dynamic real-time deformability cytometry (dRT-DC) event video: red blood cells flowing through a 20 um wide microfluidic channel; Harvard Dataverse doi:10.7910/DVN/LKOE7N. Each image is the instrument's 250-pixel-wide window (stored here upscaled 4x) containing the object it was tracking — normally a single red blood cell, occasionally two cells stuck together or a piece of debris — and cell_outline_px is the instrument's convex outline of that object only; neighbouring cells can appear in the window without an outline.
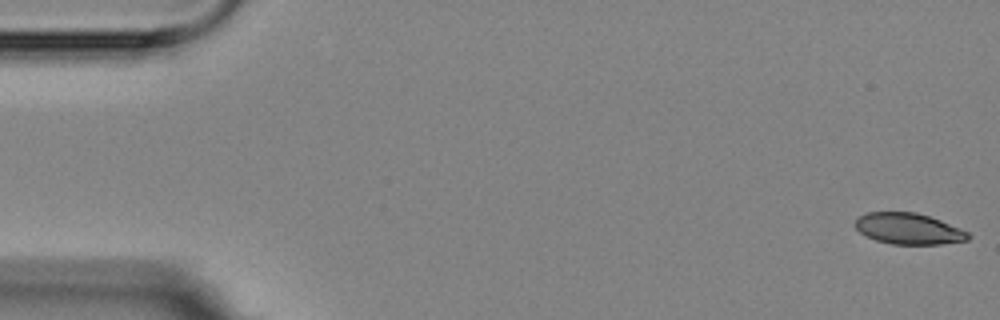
{"species": "Egyptian fruit bat (a non-hibernating species)", "species_latin": "Rousettus aegyptiacus", "temperature_condition": "room temperature", "stored_images_in_passage": 5, "camera_frame_rate_fps": 3000, "um_per_image_px": 0.085, "animal": {"sex": "female"}, "frame": {"image": 1, "passage_image": 1, "time_ms": 0.0, "image_size_px": [1000, 320], "cell_outline_px": [[972, 236], [968, 240], [940, 244], [892, 244], [876, 240], [860, 232], [852, 224], [860, 216], [868, 212], [916, 212], [940, 220], [960, 228], [968, 232]], "centroid_in_image_um": [77.23, 19.44], "position_along_channel_um": 7.8, "area_um2": 20.4}}
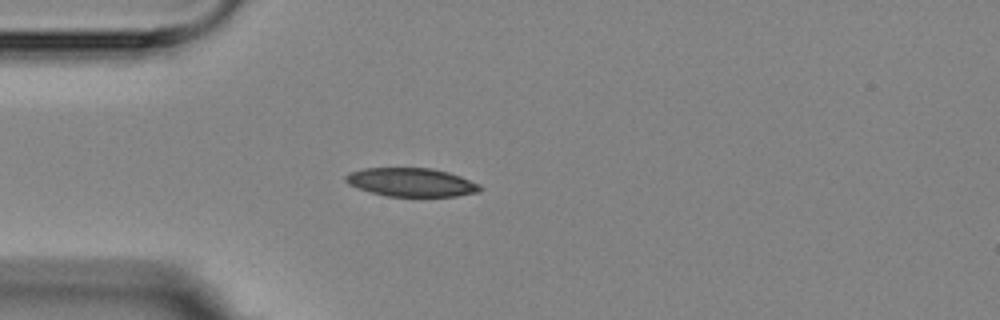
{"frame": {"image": 2, "passage_image": 5, "time_ms": 4.667, "image_size_px": [1000, 320], "cell_outline_px": [[484, 188], [480, 192], [456, 196], [384, 196], [348, 184], [344, 180], [344, 176], [348, 172], [364, 168], [432, 168], [448, 172], [460, 176], [480, 184]], "centroid_in_image_um": [34.98, 15.49], "position_along_channel_um": 50.0, "area_um2": 22.43}}